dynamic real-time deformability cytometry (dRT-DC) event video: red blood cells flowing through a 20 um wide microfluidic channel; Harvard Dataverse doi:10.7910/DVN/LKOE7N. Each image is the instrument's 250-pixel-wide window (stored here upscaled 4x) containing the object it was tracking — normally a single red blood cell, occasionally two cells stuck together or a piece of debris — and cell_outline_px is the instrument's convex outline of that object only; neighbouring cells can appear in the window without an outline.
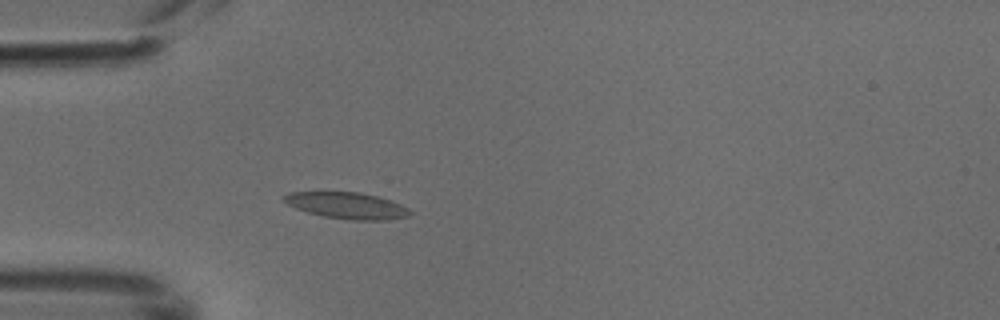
{"species": "common noctule bat (a hibernating species)", "species_latin": "Nyctalus noctula", "temperature_condition": "cold", "stored_images_in_passage": 3, "camera_frame_rate_fps": 3000, "um_per_image_px": 0.085, "animal": {"sex": "male", "body_mass_g": 18.8}, "frame": {"image": 1, "passage_image": 3, "time_ms": 0.667, "image_size_px": [1000, 320], "cell_outline_px": [[412, 212], [408, 216], [388, 220], [352, 220], [324, 216], [308, 212], [296, 208], [280, 200], [280, 196], [288, 192], [360, 192], [392, 200], [408, 208]], "centroid_in_image_um": [29.46, 17.46], "position_along_channel_um": 55.5, "area_um2": 19.48}}